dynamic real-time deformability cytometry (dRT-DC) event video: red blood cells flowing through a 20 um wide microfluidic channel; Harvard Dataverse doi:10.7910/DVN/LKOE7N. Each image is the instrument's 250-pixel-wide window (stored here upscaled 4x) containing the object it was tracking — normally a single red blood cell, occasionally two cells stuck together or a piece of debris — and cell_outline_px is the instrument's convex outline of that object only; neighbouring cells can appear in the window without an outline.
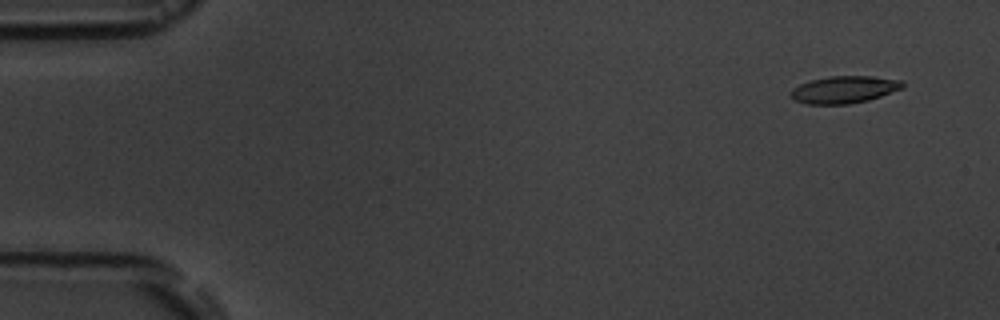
{"species": "common noctule bat (a hibernating species)", "species_latin": "Nyctalus noctula", "temperature_condition": "room temperature", "stored_images_in_passage": 6, "segment_of_instrument_passage": [1, 2], "camera_frame_rate_fps": 3000, "um_per_image_px": 0.085, "animal": {"sex": "male", "body_mass_g": 19.5, "forearm_length_mm": 54.6}, "frame": {"image": 1, "passage_image": 1, "time_ms": 0.0, "image_size_px": [1000, 320], "cell_outline_px": [[904, 88], [868, 100], [848, 104], [804, 104], [796, 100], [792, 96], [792, 88], [800, 84], [812, 80], [828, 76], [872, 76], [904, 80]], "centroid_in_image_um": [71.8, 7.61], "position_along_channel_um": 13.2, "area_um2": 17.69}}